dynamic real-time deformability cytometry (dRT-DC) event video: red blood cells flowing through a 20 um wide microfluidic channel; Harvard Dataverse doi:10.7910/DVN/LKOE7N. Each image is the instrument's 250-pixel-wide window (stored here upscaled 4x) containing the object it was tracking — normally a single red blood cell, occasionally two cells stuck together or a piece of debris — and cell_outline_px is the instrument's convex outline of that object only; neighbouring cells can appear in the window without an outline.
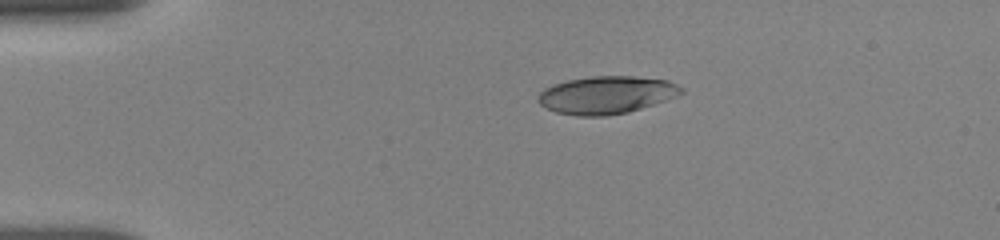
{"species": "human", "species_latin": "Homo sapiens", "temperature_condition": "room temperature", "stored_images_in_passage": 5, "camera_frame_rate_fps": 3000, "um_per_image_px": 0.085, "donor": {"sex": "female"}, "frame": {"image": 1, "passage_image": 1, "time_ms": 0.0, "image_size_px": [1000, 240], "cell_outline_px": [[684, 92], [664, 100], [628, 112], [604, 116], [580, 116], [556, 112], [540, 104], [536, 100], [536, 96], [544, 88], [552, 84], [568, 80], [592, 76], [632, 76], [668, 80], [684, 88]], "centroid_in_image_um": [51.5, 8.06], "position_along_channel_um": 33.5, "area_um2": 31.27}}
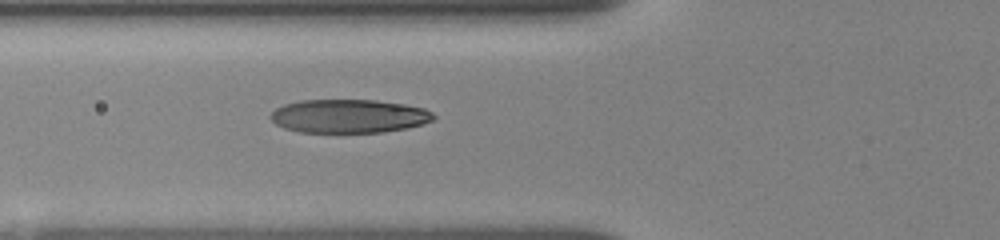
{"frame": {"image": 2, "passage_image": 5, "time_ms": 3.0, "image_size_px": [1000, 240], "cell_outline_px": [[436, 116], [432, 120], [424, 124], [408, 128], [384, 132], [300, 132], [284, 128], [276, 124], [268, 116], [276, 108], [284, 104], [300, 100], [376, 100], [404, 104], [424, 108], [432, 112]], "centroid_in_image_um": [29.66, 9.87], "position_along_channel_um": 96.1, "area_um2": 32.02}}